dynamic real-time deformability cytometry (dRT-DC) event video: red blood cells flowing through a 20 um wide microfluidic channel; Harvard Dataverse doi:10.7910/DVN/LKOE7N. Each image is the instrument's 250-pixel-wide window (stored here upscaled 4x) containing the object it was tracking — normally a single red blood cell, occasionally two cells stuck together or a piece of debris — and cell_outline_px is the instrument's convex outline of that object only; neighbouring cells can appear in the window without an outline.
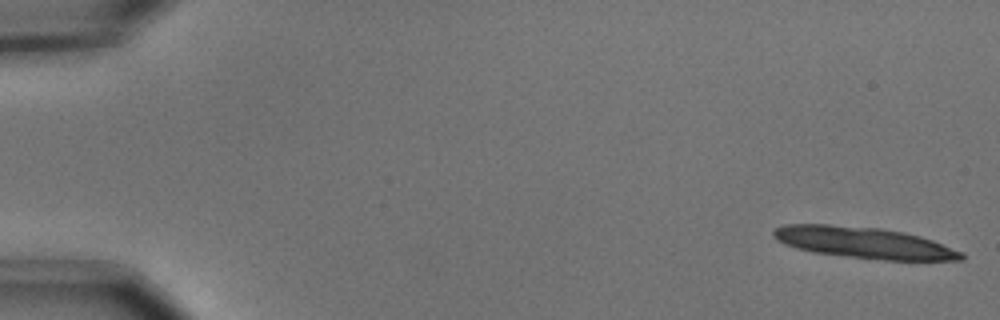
{"species": "common noctule bat (a hibernating species)", "species_latin": "Nyctalus noctula", "temperature_condition": "cold", "stored_images_in_passage": 15, "camera_frame_rate_fps": 3000, "um_per_image_px": 0.085, "animal": {"sex": "male", "body_mass_g": 15.6}, "frame": {"image": 1, "passage_image": 1, "time_ms": 0.0, "image_size_px": [1000, 320], "cell_outline_px": [[964, 260], [884, 260], [816, 252], [796, 248], [784, 244], [776, 240], [772, 236], [772, 232], [776, 228], [784, 224], [828, 224], [880, 228], [904, 232], [920, 236], [932, 240], [964, 252]], "centroid_in_image_um": [73.44, 20.62], "position_along_channel_um": 11.6, "area_um2": 34.1}}